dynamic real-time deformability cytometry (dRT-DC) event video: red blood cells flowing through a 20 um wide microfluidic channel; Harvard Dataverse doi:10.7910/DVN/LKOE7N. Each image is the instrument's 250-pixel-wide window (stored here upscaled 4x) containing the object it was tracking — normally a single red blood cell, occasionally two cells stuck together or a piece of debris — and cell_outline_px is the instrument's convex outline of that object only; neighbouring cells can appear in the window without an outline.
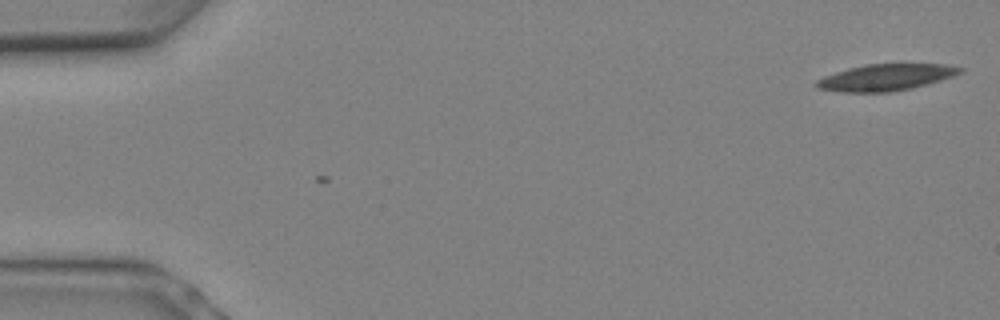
{"species": "Egyptian fruit bat (a non-hibernating species)", "species_latin": "Rousettus aegyptiacus", "temperature_condition": "warm", "stored_images_in_passage": 2, "camera_frame_rate_fps": 3000, "um_per_image_px": 0.085, "animal": {"sex": "female"}, "frame": {"image": 1, "passage_image": 2, "time_ms": 0.333, "image_size_px": [1000, 320], "cell_outline_px": [[964, 72], [940, 80], [912, 88], [888, 92], [840, 92], [816, 88], [812, 84], [816, 80], [824, 76], [848, 68], [864, 64], [944, 64], [964, 68]], "centroid_in_image_um": [75.25, 6.58], "position_along_channel_um": 9.7, "area_um2": 22.25}}